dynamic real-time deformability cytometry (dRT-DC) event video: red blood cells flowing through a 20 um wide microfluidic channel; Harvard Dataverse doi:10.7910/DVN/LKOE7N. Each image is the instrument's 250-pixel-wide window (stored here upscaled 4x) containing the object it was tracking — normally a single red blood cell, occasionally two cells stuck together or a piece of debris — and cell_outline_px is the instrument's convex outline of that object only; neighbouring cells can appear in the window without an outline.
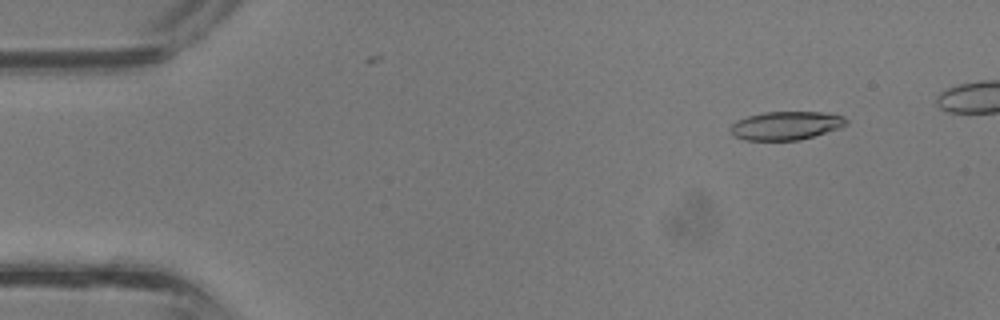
{"species": "common noctule bat (a hibernating species)", "species_latin": "Nyctalus noctula", "temperature_condition": "room temperature", "stored_images_in_passage": 11, "camera_frame_rate_fps": 3000, "um_per_image_px": 0.085, "animal": {"sex": "male", "body_mass_g": 13.3}, "frame": {"image": 1, "passage_image": 4, "time_ms": 1.0, "image_size_px": [1000, 320], "cell_outline_px": [[848, 124], [840, 128], [800, 140], [744, 140], [732, 136], [732, 124], [736, 120], [748, 116], [764, 112], [820, 112], [844, 116], [848, 120]], "centroid_in_image_um": [66.82, 10.68], "position_along_channel_um": 18.2, "area_um2": 19.19}}